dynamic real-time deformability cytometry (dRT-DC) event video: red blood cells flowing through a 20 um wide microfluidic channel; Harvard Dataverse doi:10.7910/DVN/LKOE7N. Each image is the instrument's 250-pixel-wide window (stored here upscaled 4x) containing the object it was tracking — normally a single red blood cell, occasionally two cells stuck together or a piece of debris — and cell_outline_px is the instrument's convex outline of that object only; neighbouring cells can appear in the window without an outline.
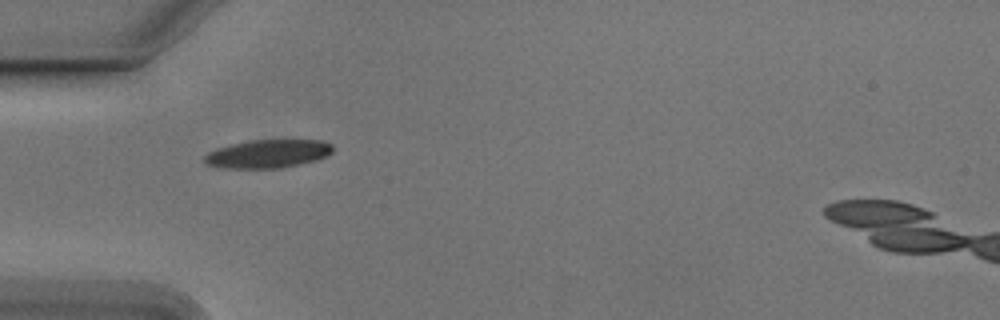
{"species": "Egyptian fruit bat (a non-hibernating species)", "species_latin": "Rousettus aegyptiacus", "temperature_condition": "cold", "stored_images_in_passage": 4, "camera_frame_rate_fps": 3000, "um_per_image_px": 0.085, "animal": {"sex": "male"}, "frame": {"image": 1, "passage_image": 1, "time_ms": 0.0, "image_size_px": [1000, 320], "cell_outline_px": [[332, 152], [324, 156], [312, 160], [280, 168], [228, 168], [208, 164], [204, 160], [204, 156], [208, 152], [216, 148], [248, 140], [320, 140], [332, 144]], "centroid_in_image_um": [22.73, 13.05], "position_along_channel_um": 62.3, "area_um2": 20.75}}
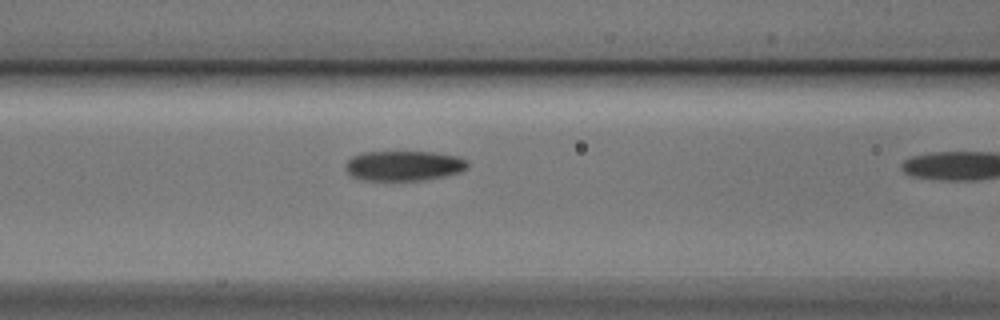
{"frame": {"image": 2, "passage_image": 3, "time_ms": 0.667, "image_size_px": [1000, 320], "cell_outline_px": [[468, 168], [460, 172], [444, 176], [424, 180], [360, 180], [352, 176], [344, 168], [344, 164], [352, 156], [364, 152], [432, 152], [456, 156], [464, 160], [468, 164]], "centroid_in_image_um": [34.28, 14.09], "position_along_channel_um": 132.3, "area_um2": 21.33}}